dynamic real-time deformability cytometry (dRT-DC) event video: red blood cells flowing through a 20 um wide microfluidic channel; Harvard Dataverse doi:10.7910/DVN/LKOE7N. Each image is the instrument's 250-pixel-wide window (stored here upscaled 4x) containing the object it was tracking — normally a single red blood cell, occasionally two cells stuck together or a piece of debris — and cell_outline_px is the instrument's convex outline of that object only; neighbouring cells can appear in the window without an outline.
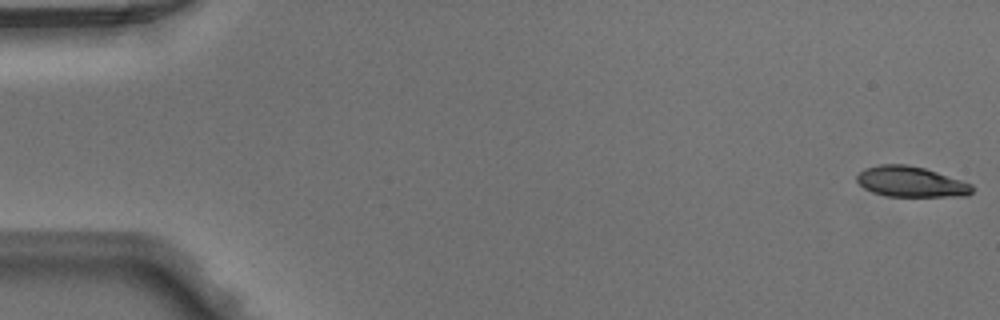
{"species": "Egyptian fruit bat (a non-hibernating species)", "species_latin": "Rousettus aegyptiacus", "temperature_condition": "warm", "stored_images_in_passage": 49, "camera_frame_rate_fps": 3000, "um_per_image_px": 0.085, "animal": {"sex": "male"}, "frame": {"image": 1, "passage_image": 1, "time_ms": 0.0, "image_size_px": [1000, 320], "cell_outline_px": [[972, 192], [968, 196], [888, 196], [872, 192], [864, 188], [856, 180], [856, 176], [864, 168], [880, 164], [908, 164], [924, 168], [972, 184]], "centroid_in_image_um": [77.4, 15.44], "position_along_channel_um": 7.6, "area_um2": 20.4}}
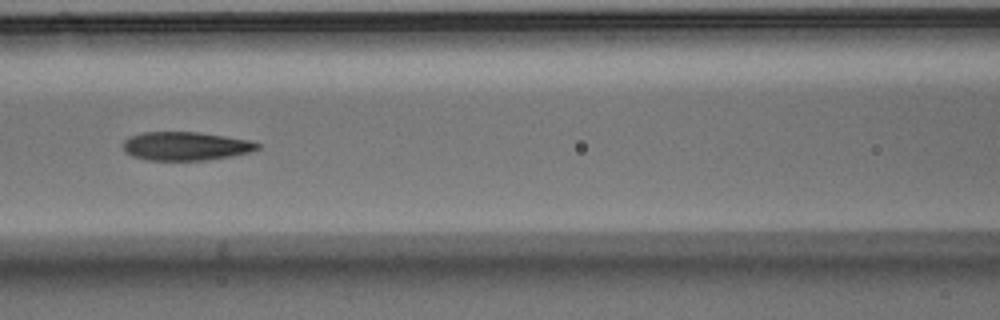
{"frame": {"image": 2, "passage_image": 22, "time_ms": 7.0, "image_size_px": [1000, 320], "cell_outline_px": [[260, 148], [248, 152], [228, 156], [204, 160], [148, 160], [132, 156], [124, 152], [124, 140], [132, 136], [144, 132], [196, 132], [224, 136], [248, 140], [260, 144]], "centroid_in_image_um": [15.75, 12.42], "position_along_channel_um": 150.9, "area_um2": 22.02}}
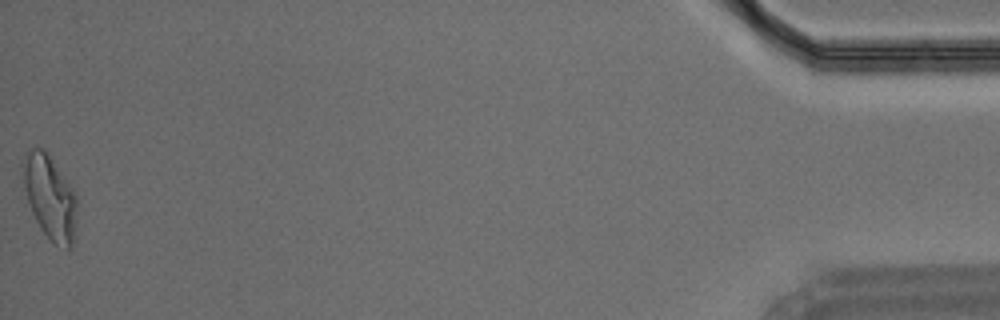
{"frame": {"image": 3, "passage_image": 49, "time_ms": 16.0, "image_size_px": [1000, 320], "cell_outline_px": [[76, 208], [72, 248], [68, 248], [56, 244], [40, 228], [32, 212], [24, 188], [20, 164], [20, 160], [24, 152], [32, 148], [44, 148], [48, 152], [76, 192]], "centroid_in_image_um": [4.2, 16.65], "position_along_channel_um": 431.0, "area_um2": 26.59}}